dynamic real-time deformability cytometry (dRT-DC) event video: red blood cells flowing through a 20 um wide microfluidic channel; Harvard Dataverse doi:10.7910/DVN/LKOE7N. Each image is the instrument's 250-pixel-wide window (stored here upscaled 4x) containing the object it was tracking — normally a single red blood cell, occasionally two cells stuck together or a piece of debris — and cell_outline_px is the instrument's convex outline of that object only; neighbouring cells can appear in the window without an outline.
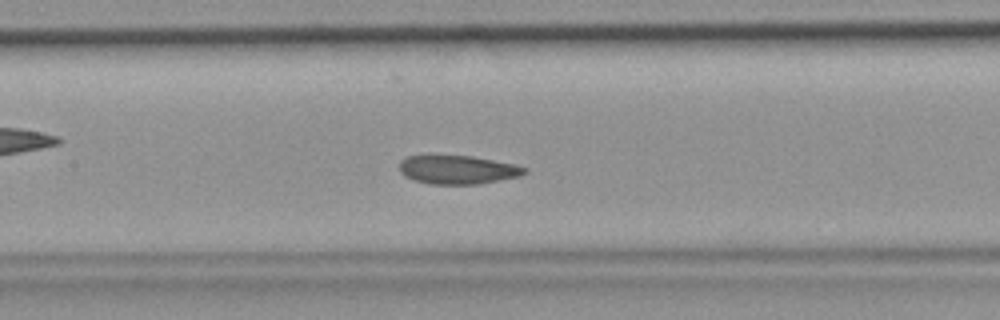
{"species": "common noctule bat (a hibernating species)", "species_latin": "Nyctalus noctula", "temperature_condition": "room temperature", "stored_images_in_passage": 34, "camera_frame_rate_fps": 3000, "um_per_image_px": 0.085, "animal": {"sex": "female", "body_mass_g": 19.9}, "frame": {"image": 1, "passage_image": 10, "time_ms": 3.0, "image_size_px": [1000, 320], "cell_outline_px": [[528, 172], [520, 176], [480, 184], [428, 184], [404, 176], [400, 172], [400, 160], [408, 156], [472, 156], [516, 164], [528, 168]], "centroid_in_image_um": [38.95, 14.43], "position_along_channel_um": 168.5, "area_um2": 20.92}}